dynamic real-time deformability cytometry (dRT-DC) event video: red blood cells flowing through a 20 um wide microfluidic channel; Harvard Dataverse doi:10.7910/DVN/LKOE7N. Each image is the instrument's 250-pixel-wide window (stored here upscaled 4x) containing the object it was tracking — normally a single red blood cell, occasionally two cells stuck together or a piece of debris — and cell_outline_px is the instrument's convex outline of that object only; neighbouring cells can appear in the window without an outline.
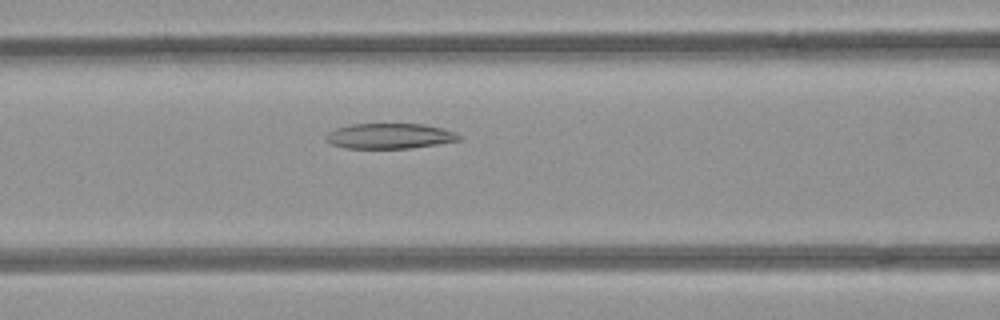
{"species": "common noctule bat (a hibernating species)", "species_latin": "Nyctalus noctula", "temperature_condition": "room temperature", "stored_images_in_passage": 6, "camera_frame_rate_fps": 3000, "um_per_image_px": 0.085, "animal": {"sex": "female", "body_mass_g": 21.9}, "frame": {"image": 1, "passage_image": 6, "time_ms": 1.667, "image_size_px": [1000, 320], "cell_outline_px": [[460, 140], [412, 148], [344, 148], [332, 144], [324, 140], [324, 136], [328, 132], [336, 128], [352, 124], [424, 124], [444, 128], [456, 132], [460, 136]], "centroid_in_image_um": [33.1, 11.56], "position_along_channel_um": 133.5, "area_um2": 19.71}}